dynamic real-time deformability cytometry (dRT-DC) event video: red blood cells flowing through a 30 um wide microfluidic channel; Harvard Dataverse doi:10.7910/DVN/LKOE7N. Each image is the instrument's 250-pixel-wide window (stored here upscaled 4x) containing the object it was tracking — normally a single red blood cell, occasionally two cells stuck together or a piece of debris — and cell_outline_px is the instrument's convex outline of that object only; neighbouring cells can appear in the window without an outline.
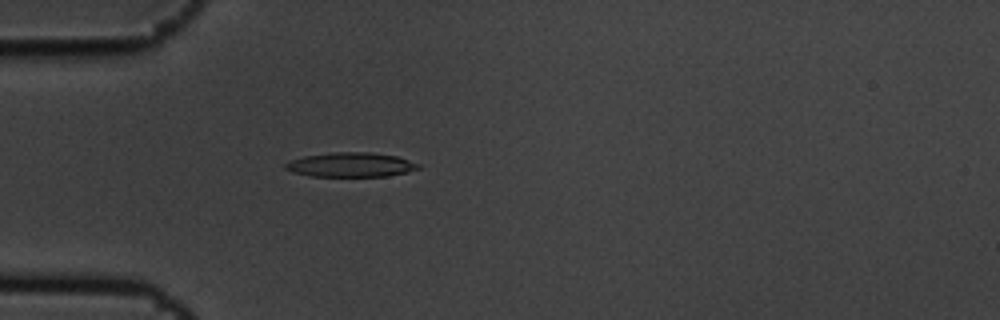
{"species": "common noctule bat (a hibernating species)", "species_latin": "Nyctalus noctula", "temperature_condition": "cold", "stored_images_in_passage": 4, "camera_frame_rate_fps": 3000, "um_per_image_px": 0.085, "animal": {"sex": "male", "body_mass_g": 19.5, "forearm_length_mm": 54.6}, "frame": {"image": 1, "passage_image": 4, "time_ms": 1.0, "image_size_px": [1000, 320], "cell_outline_px": [[420, 168], [408, 172], [388, 176], [308, 176], [292, 172], [284, 168], [284, 164], [292, 160], [304, 156], [332, 152], [372, 152], [396, 156], [420, 164]], "centroid_in_image_um": [29.81, 14.0], "position_along_channel_um": 55.2, "area_um2": 18.96}}